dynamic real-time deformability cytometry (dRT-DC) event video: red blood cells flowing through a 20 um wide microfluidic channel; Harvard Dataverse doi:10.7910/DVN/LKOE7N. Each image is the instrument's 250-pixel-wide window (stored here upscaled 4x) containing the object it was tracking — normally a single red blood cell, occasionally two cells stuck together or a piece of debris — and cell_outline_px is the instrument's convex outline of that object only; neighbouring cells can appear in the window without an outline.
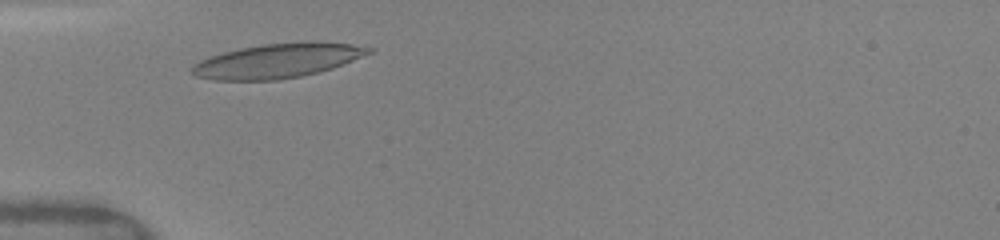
{"species": "human", "species_latin": "Homo sapiens", "temperature_condition": "warm", "stored_images_in_passage": 3, "camera_frame_rate_fps": 3000, "um_per_image_px": 0.085, "donor": {"sex": "female"}, "frame": {"image": 1, "passage_image": 2, "time_ms": 0.667, "image_size_px": [1000, 240], "cell_outline_px": [[376, 48], [372, 52], [332, 68], [320, 72], [300, 76], [276, 80], [212, 80], [196, 76], [192, 72], [192, 68], [200, 60], [208, 56], [240, 48], [264, 44], [308, 40], [316, 40], [348, 44]], "centroid_in_image_um": [23.61, 5.15], "position_along_channel_um": 61.4, "area_um2": 35.49}}
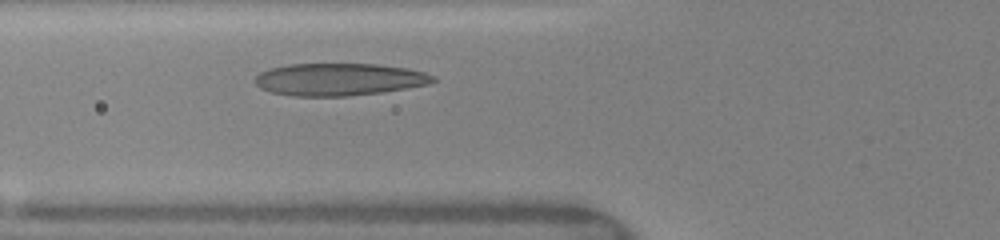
{"frame": {"image": 2, "passage_image": 3, "time_ms": 1.667, "image_size_px": [1000, 240], "cell_outline_px": [[436, 80], [428, 84], [408, 88], [380, 92], [348, 96], [292, 96], [272, 92], [260, 88], [256, 84], [256, 76], [260, 72], [268, 68], [288, 64], [376, 64], [408, 68], [424, 72], [436, 76]], "centroid_in_image_um": [28.83, 6.74], "position_along_channel_um": 97.0, "area_um2": 33.64}}